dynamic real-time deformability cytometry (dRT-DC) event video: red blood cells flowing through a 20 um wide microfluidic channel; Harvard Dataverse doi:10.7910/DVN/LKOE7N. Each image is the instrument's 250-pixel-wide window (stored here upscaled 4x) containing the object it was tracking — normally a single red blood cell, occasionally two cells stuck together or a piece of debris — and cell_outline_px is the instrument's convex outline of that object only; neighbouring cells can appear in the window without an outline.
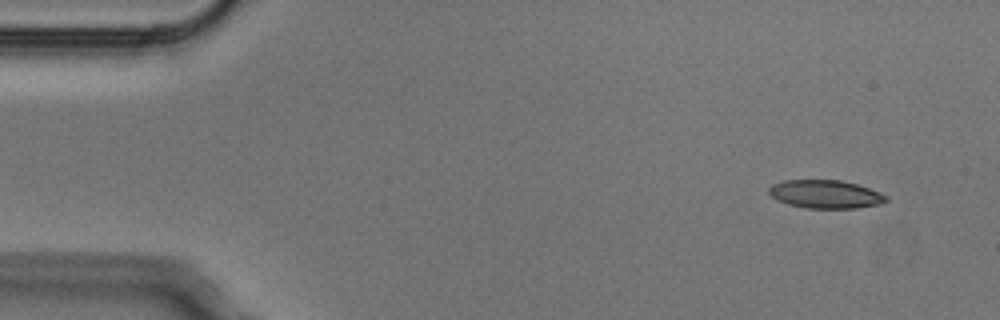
{"species": "Egyptian fruit bat (a non-hibernating species)", "species_latin": "Rousettus aegyptiacus", "temperature_condition": "cold", "stored_images_in_passage": 5, "camera_frame_rate_fps": 3000, "um_per_image_px": 0.085, "animal": {"sex": "male"}, "frame": {"image": 1, "passage_image": 1, "time_ms": 0.0, "image_size_px": [1000, 320], "cell_outline_px": [[888, 200], [880, 204], [856, 208], [808, 208], [788, 204], [776, 200], [768, 192], [768, 188], [772, 184], [784, 180], [840, 180], [856, 184], [868, 188], [888, 196]], "centroid_in_image_um": [70.14, 16.5], "position_along_channel_um": 14.9, "area_um2": 19.25}}
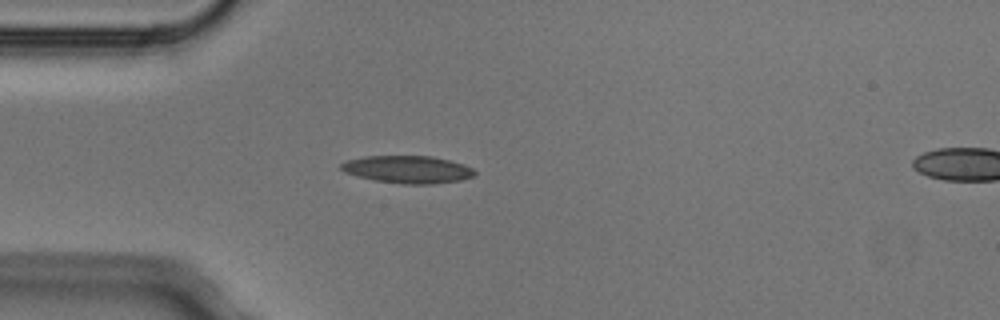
{"frame": {"image": 2, "passage_image": 4, "time_ms": 1.0, "image_size_px": [1000, 320], "cell_outline_px": [[476, 172], [472, 176], [460, 180], [432, 184], [404, 184], [376, 180], [344, 172], [340, 168], [340, 164], [348, 160], [364, 156], [432, 156], [464, 164], [472, 168]], "centroid_in_image_um": [34.66, 14.39], "position_along_channel_um": 50.3, "area_um2": 21.15}}